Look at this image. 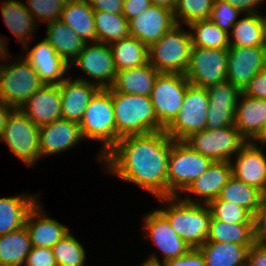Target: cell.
<instances>
[{
  "instance_id": "40",
  "label": "cell",
  "mask_w": 266,
  "mask_h": 266,
  "mask_svg": "<svg viewBox=\"0 0 266 266\" xmlns=\"http://www.w3.org/2000/svg\"><path fill=\"white\" fill-rule=\"evenodd\" d=\"M215 0H176L174 17L177 24L188 25L196 20L209 19Z\"/></svg>"
},
{
  "instance_id": "25",
  "label": "cell",
  "mask_w": 266,
  "mask_h": 266,
  "mask_svg": "<svg viewBox=\"0 0 266 266\" xmlns=\"http://www.w3.org/2000/svg\"><path fill=\"white\" fill-rule=\"evenodd\" d=\"M266 122V100L240 94L235 111L234 125L247 140L253 141Z\"/></svg>"
},
{
  "instance_id": "35",
  "label": "cell",
  "mask_w": 266,
  "mask_h": 266,
  "mask_svg": "<svg viewBox=\"0 0 266 266\" xmlns=\"http://www.w3.org/2000/svg\"><path fill=\"white\" fill-rule=\"evenodd\" d=\"M207 241L235 243L249 248L255 243L254 224H230L211 217Z\"/></svg>"
},
{
  "instance_id": "17",
  "label": "cell",
  "mask_w": 266,
  "mask_h": 266,
  "mask_svg": "<svg viewBox=\"0 0 266 266\" xmlns=\"http://www.w3.org/2000/svg\"><path fill=\"white\" fill-rule=\"evenodd\" d=\"M128 24L130 36L139 39L149 48L177 23L172 11L152 4L140 15L130 19Z\"/></svg>"
},
{
  "instance_id": "47",
  "label": "cell",
  "mask_w": 266,
  "mask_h": 266,
  "mask_svg": "<svg viewBox=\"0 0 266 266\" xmlns=\"http://www.w3.org/2000/svg\"><path fill=\"white\" fill-rule=\"evenodd\" d=\"M162 266H206V261L199 249H191L182 257L169 259Z\"/></svg>"
},
{
  "instance_id": "57",
  "label": "cell",
  "mask_w": 266,
  "mask_h": 266,
  "mask_svg": "<svg viewBox=\"0 0 266 266\" xmlns=\"http://www.w3.org/2000/svg\"><path fill=\"white\" fill-rule=\"evenodd\" d=\"M262 196L266 197V186H265V189H264V191L262 193Z\"/></svg>"
},
{
  "instance_id": "12",
  "label": "cell",
  "mask_w": 266,
  "mask_h": 266,
  "mask_svg": "<svg viewBox=\"0 0 266 266\" xmlns=\"http://www.w3.org/2000/svg\"><path fill=\"white\" fill-rule=\"evenodd\" d=\"M228 50L192 46L184 73L190 84L207 88L226 80Z\"/></svg>"
},
{
  "instance_id": "51",
  "label": "cell",
  "mask_w": 266,
  "mask_h": 266,
  "mask_svg": "<svg viewBox=\"0 0 266 266\" xmlns=\"http://www.w3.org/2000/svg\"><path fill=\"white\" fill-rule=\"evenodd\" d=\"M238 9L241 13H255L256 6L264 0H223Z\"/></svg>"
},
{
  "instance_id": "4",
  "label": "cell",
  "mask_w": 266,
  "mask_h": 266,
  "mask_svg": "<svg viewBox=\"0 0 266 266\" xmlns=\"http://www.w3.org/2000/svg\"><path fill=\"white\" fill-rule=\"evenodd\" d=\"M83 139L102 142V158L116 145V125L111 93L99 89L90 99L79 123Z\"/></svg>"
},
{
  "instance_id": "5",
  "label": "cell",
  "mask_w": 266,
  "mask_h": 266,
  "mask_svg": "<svg viewBox=\"0 0 266 266\" xmlns=\"http://www.w3.org/2000/svg\"><path fill=\"white\" fill-rule=\"evenodd\" d=\"M214 161L193 150L184 141H173L168 157L167 197L178 196Z\"/></svg>"
},
{
  "instance_id": "8",
  "label": "cell",
  "mask_w": 266,
  "mask_h": 266,
  "mask_svg": "<svg viewBox=\"0 0 266 266\" xmlns=\"http://www.w3.org/2000/svg\"><path fill=\"white\" fill-rule=\"evenodd\" d=\"M39 129L20 108H16L8 118L3 136L12 154L26 165H34L41 158Z\"/></svg>"
},
{
  "instance_id": "24",
  "label": "cell",
  "mask_w": 266,
  "mask_h": 266,
  "mask_svg": "<svg viewBox=\"0 0 266 266\" xmlns=\"http://www.w3.org/2000/svg\"><path fill=\"white\" fill-rule=\"evenodd\" d=\"M40 202L30 209L25 219L31 244L34 247L52 248L70 231L68 227L44 213Z\"/></svg>"
},
{
  "instance_id": "1",
  "label": "cell",
  "mask_w": 266,
  "mask_h": 266,
  "mask_svg": "<svg viewBox=\"0 0 266 266\" xmlns=\"http://www.w3.org/2000/svg\"><path fill=\"white\" fill-rule=\"evenodd\" d=\"M173 141L165 130L125 136L101 162L109 174L138 185L155 198L167 197L168 157Z\"/></svg>"
},
{
  "instance_id": "48",
  "label": "cell",
  "mask_w": 266,
  "mask_h": 266,
  "mask_svg": "<svg viewBox=\"0 0 266 266\" xmlns=\"http://www.w3.org/2000/svg\"><path fill=\"white\" fill-rule=\"evenodd\" d=\"M151 5V0H123L122 15L129 21Z\"/></svg>"
},
{
  "instance_id": "36",
  "label": "cell",
  "mask_w": 266,
  "mask_h": 266,
  "mask_svg": "<svg viewBox=\"0 0 266 266\" xmlns=\"http://www.w3.org/2000/svg\"><path fill=\"white\" fill-rule=\"evenodd\" d=\"M192 46L210 49L228 50L229 33L222 30L210 19L196 20L189 23Z\"/></svg>"
},
{
  "instance_id": "27",
  "label": "cell",
  "mask_w": 266,
  "mask_h": 266,
  "mask_svg": "<svg viewBox=\"0 0 266 266\" xmlns=\"http://www.w3.org/2000/svg\"><path fill=\"white\" fill-rule=\"evenodd\" d=\"M60 20L78 34L83 42H98L94 10L89 0H67Z\"/></svg>"
},
{
  "instance_id": "26",
  "label": "cell",
  "mask_w": 266,
  "mask_h": 266,
  "mask_svg": "<svg viewBox=\"0 0 266 266\" xmlns=\"http://www.w3.org/2000/svg\"><path fill=\"white\" fill-rule=\"evenodd\" d=\"M158 72L149 62L139 67L117 71L111 88L115 92L150 96Z\"/></svg>"
},
{
  "instance_id": "46",
  "label": "cell",
  "mask_w": 266,
  "mask_h": 266,
  "mask_svg": "<svg viewBox=\"0 0 266 266\" xmlns=\"http://www.w3.org/2000/svg\"><path fill=\"white\" fill-rule=\"evenodd\" d=\"M241 92L250 97L266 100V67L257 73Z\"/></svg>"
},
{
  "instance_id": "54",
  "label": "cell",
  "mask_w": 266,
  "mask_h": 266,
  "mask_svg": "<svg viewBox=\"0 0 266 266\" xmlns=\"http://www.w3.org/2000/svg\"><path fill=\"white\" fill-rule=\"evenodd\" d=\"M6 39H2V37H0V60H2V58H3V60L4 59H6V58H8L10 55L8 54L9 52H7L8 51V49L6 48V46H8V44H7V41H5ZM5 41V42H4ZM7 44V45H6ZM8 54V55H7ZM6 56H8V57H6ZM0 65H1V63H0Z\"/></svg>"
},
{
  "instance_id": "43",
  "label": "cell",
  "mask_w": 266,
  "mask_h": 266,
  "mask_svg": "<svg viewBox=\"0 0 266 266\" xmlns=\"http://www.w3.org/2000/svg\"><path fill=\"white\" fill-rule=\"evenodd\" d=\"M239 14L241 12L229 3L223 0H215L209 19L229 33V29L238 21Z\"/></svg>"
},
{
  "instance_id": "16",
  "label": "cell",
  "mask_w": 266,
  "mask_h": 266,
  "mask_svg": "<svg viewBox=\"0 0 266 266\" xmlns=\"http://www.w3.org/2000/svg\"><path fill=\"white\" fill-rule=\"evenodd\" d=\"M265 67V47H229L226 80L241 91Z\"/></svg>"
},
{
  "instance_id": "38",
  "label": "cell",
  "mask_w": 266,
  "mask_h": 266,
  "mask_svg": "<svg viewBox=\"0 0 266 266\" xmlns=\"http://www.w3.org/2000/svg\"><path fill=\"white\" fill-rule=\"evenodd\" d=\"M98 42L111 44L130 36L128 20L122 14L94 11Z\"/></svg>"
},
{
  "instance_id": "18",
  "label": "cell",
  "mask_w": 266,
  "mask_h": 266,
  "mask_svg": "<svg viewBox=\"0 0 266 266\" xmlns=\"http://www.w3.org/2000/svg\"><path fill=\"white\" fill-rule=\"evenodd\" d=\"M263 145L247 141L231 161L232 175L263 193L266 186V156Z\"/></svg>"
},
{
  "instance_id": "33",
  "label": "cell",
  "mask_w": 266,
  "mask_h": 266,
  "mask_svg": "<svg viewBox=\"0 0 266 266\" xmlns=\"http://www.w3.org/2000/svg\"><path fill=\"white\" fill-rule=\"evenodd\" d=\"M32 244L25 226L0 236V266H23Z\"/></svg>"
},
{
  "instance_id": "23",
  "label": "cell",
  "mask_w": 266,
  "mask_h": 266,
  "mask_svg": "<svg viewBox=\"0 0 266 266\" xmlns=\"http://www.w3.org/2000/svg\"><path fill=\"white\" fill-rule=\"evenodd\" d=\"M231 176L232 167L230 162H213L204 173H202L197 179L193 180L183 191L187 194L196 195L200 201L196 202V200L194 201L188 195L182 200L189 203L209 204L215 198H218L221 189Z\"/></svg>"
},
{
  "instance_id": "9",
  "label": "cell",
  "mask_w": 266,
  "mask_h": 266,
  "mask_svg": "<svg viewBox=\"0 0 266 266\" xmlns=\"http://www.w3.org/2000/svg\"><path fill=\"white\" fill-rule=\"evenodd\" d=\"M208 108L207 89L189 83L183 104L165 132L175 141H184L192 133L206 129Z\"/></svg>"
},
{
  "instance_id": "31",
  "label": "cell",
  "mask_w": 266,
  "mask_h": 266,
  "mask_svg": "<svg viewBox=\"0 0 266 266\" xmlns=\"http://www.w3.org/2000/svg\"><path fill=\"white\" fill-rule=\"evenodd\" d=\"M44 39L69 66L77 58L85 45V42H83L79 35L60 19L47 23V35Z\"/></svg>"
},
{
  "instance_id": "22",
  "label": "cell",
  "mask_w": 266,
  "mask_h": 266,
  "mask_svg": "<svg viewBox=\"0 0 266 266\" xmlns=\"http://www.w3.org/2000/svg\"><path fill=\"white\" fill-rule=\"evenodd\" d=\"M20 109L38 127L61 119V90L59 85L44 84L28 98Z\"/></svg>"
},
{
  "instance_id": "11",
  "label": "cell",
  "mask_w": 266,
  "mask_h": 266,
  "mask_svg": "<svg viewBox=\"0 0 266 266\" xmlns=\"http://www.w3.org/2000/svg\"><path fill=\"white\" fill-rule=\"evenodd\" d=\"M189 81L181 73H160L151 91V102L159 123L166 128L177 116Z\"/></svg>"
},
{
  "instance_id": "45",
  "label": "cell",
  "mask_w": 266,
  "mask_h": 266,
  "mask_svg": "<svg viewBox=\"0 0 266 266\" xmlns=\"http://www.w3.org/2000/svg\"><path fill=\"white\" fill-rule=\"evenodd\" d=\"M253 220L255 243L266 247V197L262 196Z\"/></svg>"
},
{
  "instance_id": "34",
  "label": "cell",
  "mask_w": 266,
  "mask_h": 266,
  "mask_svg": "<svg viewBox=\"0 0 266 266\" xmlns=\"http://www.w3.org/2000/svg\"><path fill=\"white\" fill-rule=\"evenodd\" d=\"M117 71L139 67L149 62L148 47L129 36L110 44Z\"/></svg>"
},
{
  "instance_id": "55",
  "label": "cell",
  "mask_w": 266,
  "mask_h": 266,
  "mask_svg": "<svg viewBox=\"0 0 266 266\" xmlns=\"http://www.w3.org/2000/svg\"><path fill=\"white\" fill-rule=\"evenodd\" d=\"M253 142H258L261 145L266 146V122L261 133L253 140Z\"/></svg>"
},
{
  "instance_id": "39",
  "label": "cell",
  "mask_w": 266,
  "mask_h": 266,
  "mask_svg": "<svg viewBox=\"0 0 266 266\" xmlns=\"http://www.w3.org/2000/svg\"><path fill=\"white\" fill-rule=\"evenodd\" d=\"M57 266H84L86 252L69 232L52 247Z\"/></svg>"
},
{
  "instance_id": "32",
  "label": "cell",
  "mask_w": 266,
  "mask_h": 266,
  "mask_svg": "<svg viewBox=\"0 0 266 266\" xmlns=\"http://www.w3.org/2000/svg\"><path fill=\"white\" fill-rule=\"evenodd\" d=\"M198 249L206 266H246L248 248L244 245L206 241Z\"/></svg>"
},
{
  "instance_id": "19",
  "label": "cell",
  "mask_w": 266,
  "mask_h": 266,
  "mask_svg": "<svg viewBox=\"0 0 266 266\" xmlns=\"http://www.w3.org/2000/svg\"><path fill=\"white\" fill-rule=\"evenodd\" d=\"M28 52L25 60L35 69L45 84H61L66 78L69 64L59 56L55 49L45 40L38 42L31 50L24 45Z\"/></svg>"
},
{
  "instance_id": "56",
  "label": "cell",
  "mask_w": 266,
  "mask_h": 266,
  "mask_svg": "<svg viewBox=\"0 0 266 266\" xmlns=\"http://www.w3.org/2000/svg\"><path fill=\"white\" fill-rule=\"evenodd\" d=\"M139 266H155V265H149V264H146V263H142L141 265H139Z\"/></svg>"
},
{
  "instance_id": "10",
  "label": "cell",
  "mask_w": 266,
  "mask_h": 266,
  "mask_svg": "<svg viewBox=\"0 0 266 266\" xmlns=\"http://www.w3.org/2000/svg\"><path fill=\"white\" fill-rule=\"evenodd\" d=\"M184 142L214 162H231V158L239 152L247 140L235 125H230L217 130L204 129L192 133Z\"/></svg>"
},
{
  "instance_id": "28",
  "label": "cell",
  "mask_w": 266,
  "mask_h": 266,
  "mask_svg": "<svg viewBox=\"0 0 266 266\" xmlns=\"http://www.w3.org/2000/svg\"><path fill=\"white\" fill-rule=\"evenodd\" d=\"M265 38L266 16L258 12L246 13L229 32L230 47H265Z\"/></svg>"
},
{
  "instance_id": "20",
  "label": "cell",
  "mask_w": 266,
  "mask_h": 266,
  "mask_svg": "<svg viewBox=\"0 0 266 266\" xmlns=\"http://www.w3.org/2000/svg\"><path fill=\"white\" fill-rule=\"evenodd\" d=\"M59 88L62 119L80 123L90 99L99 88L84 77L72 80L70 76L59 84Z\"/></svg>"
},
{
  "instance_id": "13",
  "label": "cell",
  "mask_w": 266,
  "mask_h": 266,
  "mask_svg": "<svg viewBox=\"0 0 266 266\" xmlns=\"http://www.w3.org/2000/svg\"><path fill=\"white\" fill-rule=\"evenodd\" d=\"M144 226L147 238L154 241L155 246L160 249L164 257L162 262L156 253L144 261V263L162 266L169 259L182 257L192 248L176 233L167 218L157 209L150 211L144 217ZM155 254V255H154Z\"/></svg>"
},
{
  "instance_id": "50",
  "label": "cell",
  "mask_w": 266,
  "mask_h": 266,
  "mask_svg": "<svg viewBox=\"0 0 266 266\" xmlns=\"http://www.w3.org/2000/svg\"><path fill=\"white\" fill-rule=\"evenodd\" d=\"M246 266H266V247L254 243L248 248Z\"/></svg>"
},
{
  "instance_id": "6",
  "label": "cell",
  "mask_w": 266,
  "mask_h": 266,
  "mask_svg": "<svg viewBox=\"0 0 266 266\" xmlns=\"http://www.w3.org/2000/svg\"><path fill=\"white\" fill-rule=\"evenodd\" d=\"M192 47L191 34L176 24L148 48L149 63L160 73L184 74Z\"/></svg>"
},
{
  "instance_id": "41",
  "label": "cell",
  "mask_w": 266,
  "mask_h": 266,
  "mask_svg": "<svg viewBox=\"0 0 266 266\" xmlns=\"http://www.w3.org/2000/svg\"><path fill=\"white\" fill-rule=\"evenodd\" d=\"M211 215L225 223L254 224L253 216L243 207L215 198L208 204Z\"/></svg>"
},
{
  "instance_id": "7",
  "label": "cell",
  "mask_w": 266,
  "mask_h": 266,
  "mask_svg": "<svg viewBox=\"0 0 266 266\" xmlns=\"http://www.w3.org/2000/svg\"><path fill=\"white\" fill-rule=\"evenodd\" d=\"M20 58L0 65V100L15 108H21L45 84L25 58Z\"/></svg>"
},
{
  "instance_id": "53",
  "label": "cell",
  "mask_w": 266,
  "mask_h": 266,
  "mask_svg": "<svg viewBox=\"0 0 266 266\" xmlns=\"http://www.w3.org/2000/svg\"><path fill=\"white\" fill-rule=\"evenodd\" d=\"M151 2L154 5L167 9L174 13L176 7V0H151Z\"/></svg>"
},
{
  "instance_id": "3",
  "label": "cell",
  "mask_w": 266,
  "mask_h": 266,
  "mask_svg": "<svg viewBox=\"0 0 266 266\" xmlns=\"http://www.w3.org/2000/svg\"><path fill=\"white\" fill-rule=\"evenodd\" d=\"M107 90L113 102L116 144L125 136L145 135L165 129L155 116L150 96L115 92L112 88Z\"/></svg>"
},
{
  "instance_id": "15",
  "label": "cell",
  "mask_w": 266,
  "mask_h": 266,
  "mask_svg": "<svg viewBox=\"0 0 266 266\" xmlns=\"http://www.w3.org/2000/svg\"><path fill=\"white\" fill-rule=\"evenodd\" d=\"M209 97L206 129L217 130L234 125L235 111L240 94L239 88L228 80L206 88Z\"/></svg>"
},
{
  "instance_id": "21",
  "label": "cell",
  "mask_w": 266,
  "mask_h": 266,
  "mask_svg": "<svg viewBox=\"0 0 266 266\" xmlns=\"http://www.w3.org/2000/svg\"><path fill=\"white\" fill-rule=\"evenodd\" d=\"M41 157L66 151L83 139L79 123L59 119L39 129Z\"/></svg>"
},
{
  "instance_id": "52",
  "label": "cell",
  "mask_w": 266,
  "mask_h": 266,
  "mask_svg": "<svg viewBox=\"0 0 266 266\" xmlns=\"http://www.w3.org/2000/svg\"><path fill=\"white\" fill-rule=\"evenodd\" d=\"M15 109V107L5 104L0 100V138L3 136V131L8 118Z\"/></svg>"
},
{
  "instance_id": "30",
  "label": "cell",
  "mask_w": 266,
  "mask_h": 266,
  "mask_svg": "<svg viewBox=\"0 0 266 266\" xmlns=\"http://www.w3.org/2000/svg\"><path fill=\"white\" fill-rule=\"evenodd\" d=\"M1 5V14L9 31L17 41L24 45L33 38L32 32L38 26L33 15L27 10L25 4L18 0H4Z\"/></svg>"
},
{
  "instance_id": "29",
  "label": "cell",
  "mask_w": 266,
  "mask_h": 266,
  "mask_svg": "<svg viewBox=\"0 0 266 266\" xmlns=\"http://www.w3.org/2000/svg\"><path fill=\"white\" fill-rule=\"evenodd\" d=\"M35 195L0 197V236L21 229L30 209L37 203Z\"/></svg>"
},
{
  "instance_id": "44",
  "label": "cell",
  "mask_w": 266,
  "mask_h": 266,
  "mask_svg": "<svg viewBox=\"0 0 266 266\" xmlns=\"http://www.w3.org/2000/svg\"><path fill=\"white\" fill-rule=\"evenodd\" d=\"M23 266H57L52 248L32 246Z\"/></svg>"
},
{
  "instance_id": "37",
  "label": "cell",
  "mask_w": 266,
  "mask_h": 266,
  "mask_svg": "<svg viewBox=\"0 0 266 266\" xmlns=\"http://www.w3.org/2000/svg\"><path fill=\"white\" fill-rule=\"evenodd\" d=\"M218 198L239 205L254 216L260 204L262 193L232 175L221 189Z\"/></svg>"
},
{
  "instance_id": "14",
  "label": "cell",
  "mask_w": 266,
  "mask_h": 266,
  "mask_svg": "<svg viewBox=\"0 0 266 266\" xmlns=\"http://www.w3.org/2000/svg\"><path fill=\"white\" fill-rule=\"evenodd\" d=\"M73 65L96 80L91 83L99 89L111 88L115 81L117 70L109 44L102 42L85 43L83 50L70 66L73 67Z\"/></svg>"
},
{
  "instance_id": "42",
  "label": "cell",
  "mask_w": 266,
  "mask_h": 266,
  "mask_svg": "<svg viewBox=\"0 0 266 266\" xmlns=\"http://www.w3.org/2000/svg\"><path fill=\"white\" fill-rule=\"evenodd\" d=\"M67 0H27L25 7L33 15L34 20L51 22L62 16Z\"/></svg>"
},
{
  "instance_id": "49",
  "label": "cell",
  "mask_w": 266,
  "mask_h": 266,
  "mask_svg": "<svg viewBox=\"0 0 266 266\" xmlns=\"http://www.w3.org/2000/svg\"><path fill=\"white\" fill-rule=\"evenodd\" d=\"M94 11L122 14L123 0H89Z\"/></svg>"
},
{
  "instance_id": "2",
  "label": "cell",
  "mask_w": 266,
  "mask_h": 266,
  "mask_svg": "<svg viewBox=\"0 0 266 266\" xmlns=\"http://www.w3.org/2000/svg\"><path fill=\"white\" fill-rule=\"evenodd\" d=\"M168 206L158 208L176 233L192 248L198 249L207 241L211 211L208 204L189 203L178 196L157 198Z\"/></svg>"
}]
</instances>
